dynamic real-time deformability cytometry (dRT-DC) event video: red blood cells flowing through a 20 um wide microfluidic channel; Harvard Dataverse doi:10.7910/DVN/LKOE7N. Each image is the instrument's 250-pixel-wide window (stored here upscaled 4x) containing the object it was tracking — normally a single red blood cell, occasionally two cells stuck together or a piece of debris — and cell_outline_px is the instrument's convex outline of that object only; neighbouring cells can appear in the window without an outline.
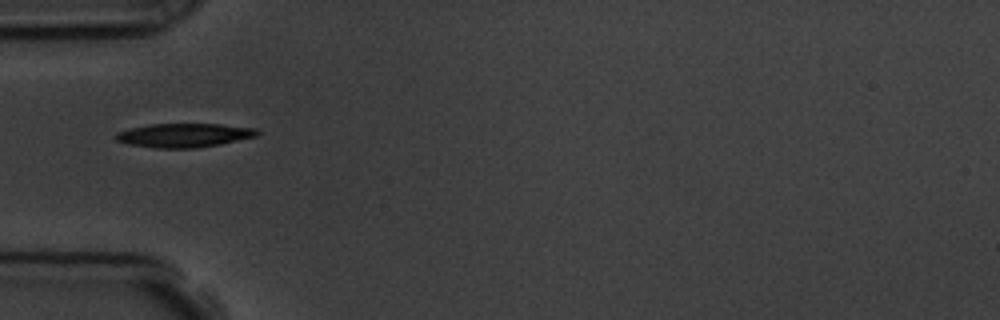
{"species": "common noctule bat (a hibernating species)", "species_latin": "Nyctalus noctula", "temperature_condition": "room temperature", "stored_images_in_passage": 3, "camera_frame_rate_fps": 3000, "um_per_image_px": 0.085, "animal": {"sex": "male", "body_mass_g": 19.5, "forearm_length_mm": 54.6}, "frame": {"image": 1, "passage_image": 1, "time_ms": 0.0, "image_size_px": [1000, 320], "cell_outline_px": [[260, 132], [256, 136], [220, 144], [196, 148], [156, 148], [128, 144], [116, 140], [116, 132], [128, 128], [152, 124], [220, 124], [256, 128]], "centroid_in_image_um": [15.63, 11.49], "position_along_channel_um": 69.4, "area_um2": 19.65}}
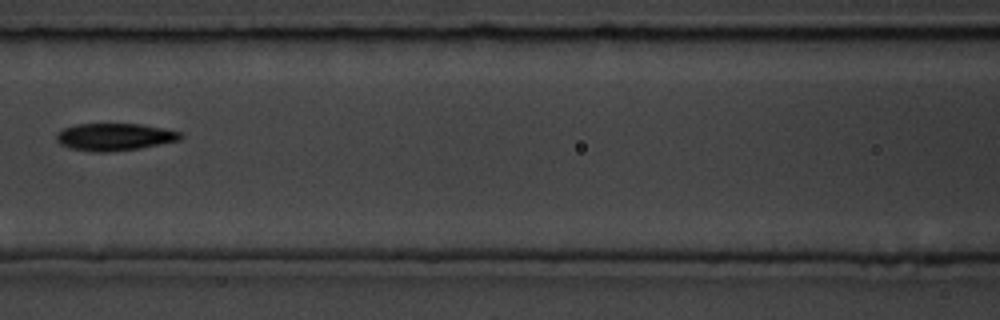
{"frame": {"image": 2, "passage_image": 3, "time_ms": 2.333, "image_size_px": [1000, 320], "cell_outline_px": [[184, 136], [180, 140], [140, 148], [108, 152], [92, 152], [68, 148], [60, 144], [56, 140], [56, 136], [64, 128], [76, 124], [140, 124], [164, 128], [180, 132]], "centroid_in_image_um": [9.74, 11.64], "position_along_channel_um": 156.9, "area_um2": 19.77}}